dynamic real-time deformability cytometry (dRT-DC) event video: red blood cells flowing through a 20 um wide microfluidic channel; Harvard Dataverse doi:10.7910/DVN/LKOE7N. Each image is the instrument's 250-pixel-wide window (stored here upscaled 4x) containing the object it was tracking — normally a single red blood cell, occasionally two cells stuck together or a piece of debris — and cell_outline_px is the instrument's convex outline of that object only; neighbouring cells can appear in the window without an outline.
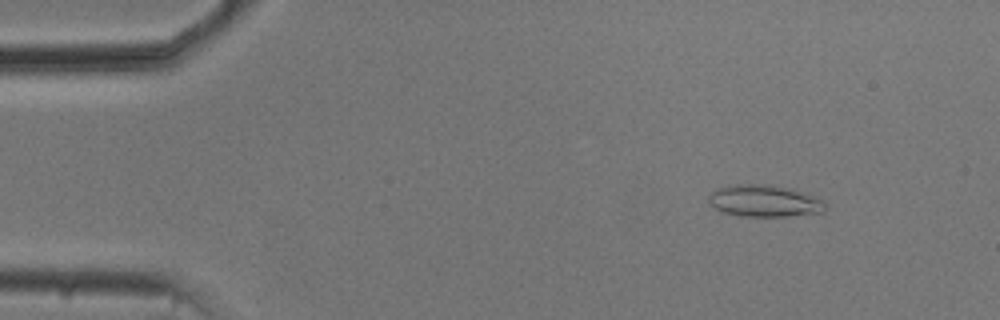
{"species": "common noctule bat (a hibernating species)", "species_latin": "Nyctalus noctula", "temperature_condition": "cold", "stored_images_in_passage": 54, "camera_frame_rate_fps": 3000, "um_per_image_px": 0.085, "animal": {"sex": "male", "body_mass_g": 20.5, "forearm_length_mm": 52.5}, "frame": {"image": 1, "passage_image": 7, "time_ms": 2.0, "image_size_px": [1000, 320], "cell_outline_px": [[828, 208], [824, 212], [784, 216], [740, 216], [724, 212], [716, 208], [708, 200], [708, 196], [716, 188], [736, 184], [768, 184], [792, 188], [824, 200], [828, 204]], "centroid_in_image_um": [65.02, 17.07], "position_along_channel_um": 20.0, "area_um2": 21.79}}
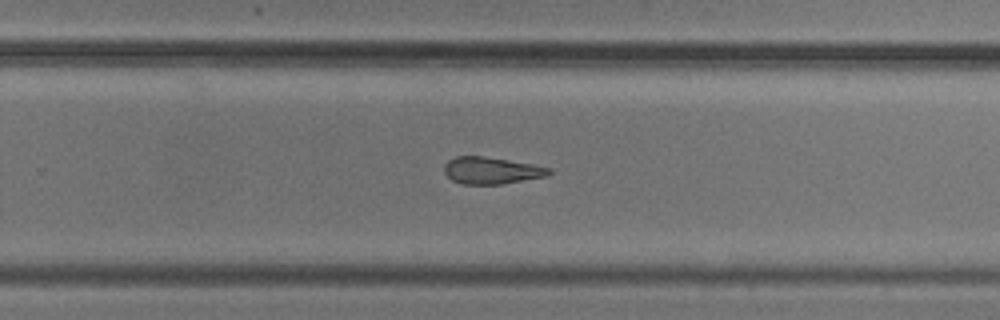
{"frame": {"image": 2, "passage_image": 35, "time_ms": 11.333, "image_size_px": [1000, 320], "cell_outline_px": [[552, 172], [548, 176], [500, 184], [464, 184], [452, 180], [444, 172], [444, 164], [448, 160], [456, 156], [484, 156], [532, 164], [552, 168]], "centroid_in_image_um": [41.78, 14.49], "position_along_channel_um": 288.0, "area_um2": 16.42}}
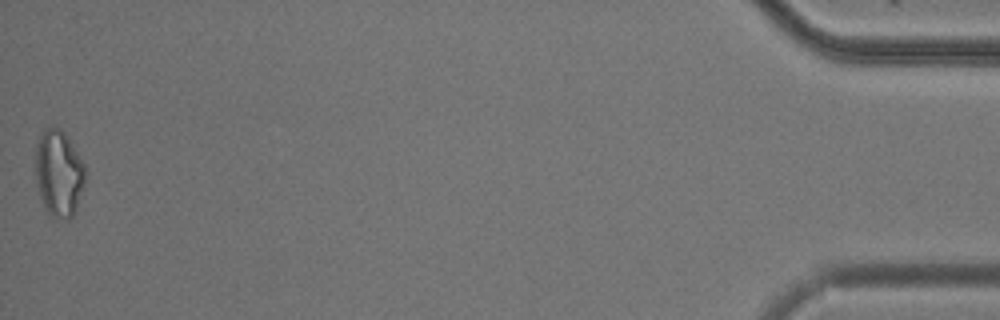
{"frame": {"image": 3, "passage_image": 54, "time_ms": 17.667, "image_size_px": [1000, 320], "cell_outline_px": [[84, 184], [76, 208], [72, 216], [68, 220], [48, 216], [44, 208], [36, 184], [36, 148], [40, 136], [48, 128], [60, 128], [64, 132], [84, 164]], "centroid_in_image_um": [4.98, 14.79], "position_along_channel_um": 430.2, "area_um2": 24.74}, "authors_computed_cell_mechanics": {"area_um2": 18.6694, "velocity_mm_per_s": 3.7593, "shape_relaxation_time_tau1_ms": null, "shape_relaxation_time_tau2_ms": 5.1866, "deformation_change_tau1": null, "deformation_change_tau2": 0.1479}}